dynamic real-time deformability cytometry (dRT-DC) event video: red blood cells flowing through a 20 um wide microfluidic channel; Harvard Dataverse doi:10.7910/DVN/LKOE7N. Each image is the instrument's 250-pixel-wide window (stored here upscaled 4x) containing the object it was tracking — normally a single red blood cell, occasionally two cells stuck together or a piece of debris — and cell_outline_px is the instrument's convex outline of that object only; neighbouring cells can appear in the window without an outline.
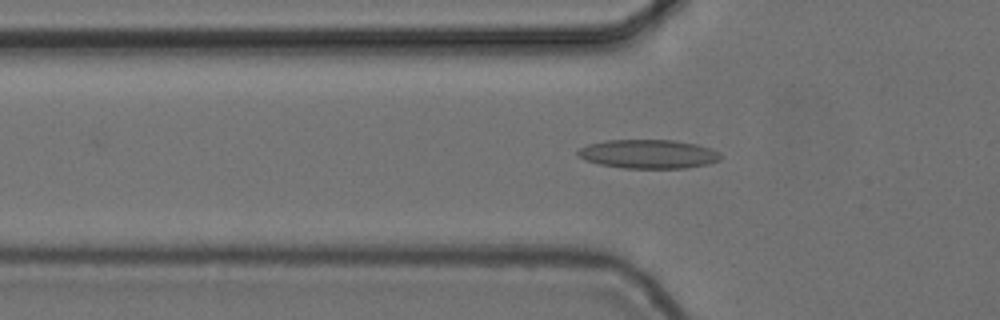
{"species": "common noctule bat (a hibernating species)", "species_latin": "Nyctalus noctula", "temperature_condition": "cold", "stored_images_in_passage": 43, "camera_frame_rate_fps": 3000, "um_per_image_px": 0.085, "animal": {"sex": "female", "body_mass_g": 24.6, "forearm_length_mm": 56.2}, "frame": {"image": 1, "passage_image": 17, "time_ms": 5.333, "image_size_px": [1000, 320], "cell_outline_px": [[720, 160], [708, 164], [688, 168], [624, 168], [600, 164], [584, 160], [576, 152], [580, 148], [588, 144], [608, 140], [672, 140], [696, 144], [712, 148], [720, 152]], "centroid_in_image_um": [55.14, 13.09], "position_along_channel_um": 70.7, "area_um2": 24.04}}
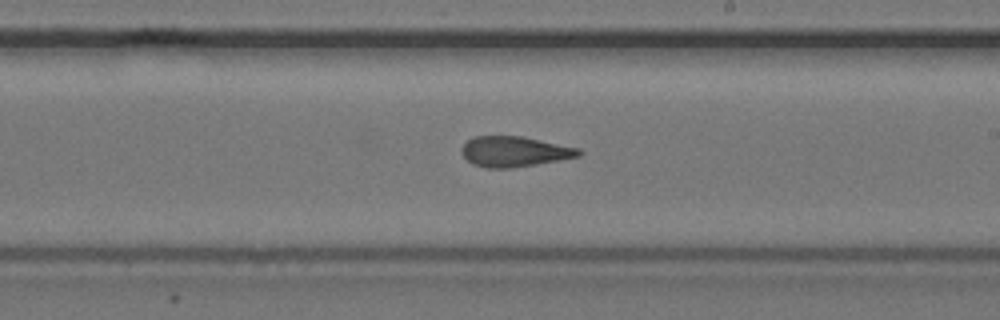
{"frame": {"image": 2, "passage_image": 31, "time_ms": 10.0, "image_size_px": [1000, 320], "cell_outline_px": [[584, 152], [580, 156], [536, 164], [512, 168], [488, 168], [472, 164], [460, 152], [460, 148], [472, 136], [524, 136], [580, 148]], "centroid_in_image_um": [43.73, 12.87], "position_along_channel_um": 245.3, "area_um2": 20.92}}
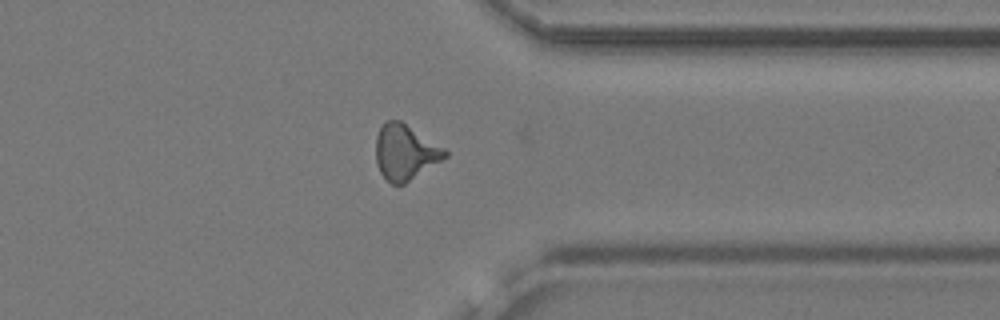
{"frame": {"image": 3, "passage_image": 42, "time_ms": 13.667, "image_size_px": [1000, 320], "cell_outline_px": [[448, 156], [404, 184], [392, 184], [380, 172], [376, 164], [376, 136], [384, 120], [400, 120], [444, 148], [448, 152]], "centroid_in_image_um": [34.42, 12.93], "position_along_channel_um": 377.0, "area_um2": 22.08}, "authors_computed_cell_mechanics": {"area_um2": 21.7906, "velocity_mm_per_s": 3.7217, "shape_relaxation_time_tau1_ms": 6.0725, "shape_relaxation_time_tau2_ms": 2.5363, "deformation_change_tau1": 0.1754, "deformation_change_tau2": 0.0929}}